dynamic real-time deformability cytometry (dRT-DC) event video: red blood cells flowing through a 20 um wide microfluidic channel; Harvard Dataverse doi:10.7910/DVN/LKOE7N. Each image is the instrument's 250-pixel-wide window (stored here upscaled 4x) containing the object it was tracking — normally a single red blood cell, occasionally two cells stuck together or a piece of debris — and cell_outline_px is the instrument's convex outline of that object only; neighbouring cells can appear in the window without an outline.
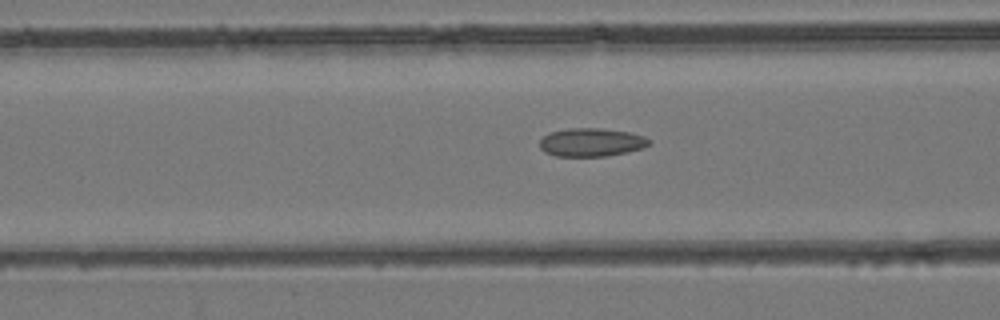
{"species": "common noctule bat (a hibernating species)", "species_latin": "Nyctalus noctula", "temperature_condition": "room temperature", "stored_images_in_passage": 48, "camera_frame_rate_fps": 3000, "um_per_image_px": 0.085, "animal": {"sex": "female", "body_mass_g": 24.6, "forearm_length_mm": 56.2}, "frame": {"image": 1, "passage_image": 20, "time_ms": 6.333, "image_size_px": [1000, 320], "cell_outline_px": [[652, 144], [644, 148], [628, 152], [608, 156], [556, 156], [544, 152], [540, 148], [540, 140], [548, 132], [568, 128], [604, 128], [628, 132], [644, 136], [652, 140]], "centroid_in_image_um": [50.3, 12.09], "position_along_channel_um": 116.3, "area_um2": 18.38}}
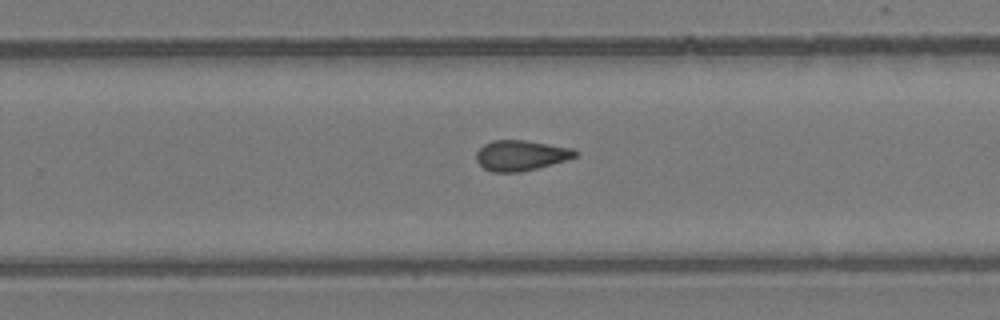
{"frame": {"image": 2, "passage_image": 32, "time_ms": 10.333, "image_size_px": [1000, 320], "cell_outline_px": [[580, 152], [576, 156], [568, 160], [520, 172], [492, 172], [484, 168], [476, 160], [476, 152], [484, 144], [492, 140], [524, 140], [572, 148]], "centroid_in_image_um": [44.28, 13.21], "position_along_channel_um": 285.5, "area_um2": 17.51}}
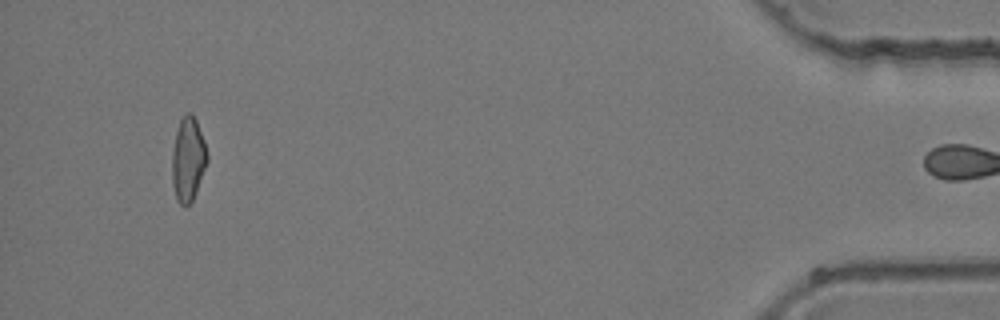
{"frame": {"image": 3, "passage_image": 47, "time_ms": 15.333, "image_size_px": [1000, 320], "cell_outline_px": [[208, 160], [196, 192], [192, 200], [184, 208], [176, 200], [172, 184], [172, 152], [176, 132], [180, 120], [184, 112], [192, 112], [196, 120], [204, 140], [208, 152]], "centroid_in_image_um": [15.98, 13.53], "position_along_channel_um": 419.2, "area_um2": 17.4}}